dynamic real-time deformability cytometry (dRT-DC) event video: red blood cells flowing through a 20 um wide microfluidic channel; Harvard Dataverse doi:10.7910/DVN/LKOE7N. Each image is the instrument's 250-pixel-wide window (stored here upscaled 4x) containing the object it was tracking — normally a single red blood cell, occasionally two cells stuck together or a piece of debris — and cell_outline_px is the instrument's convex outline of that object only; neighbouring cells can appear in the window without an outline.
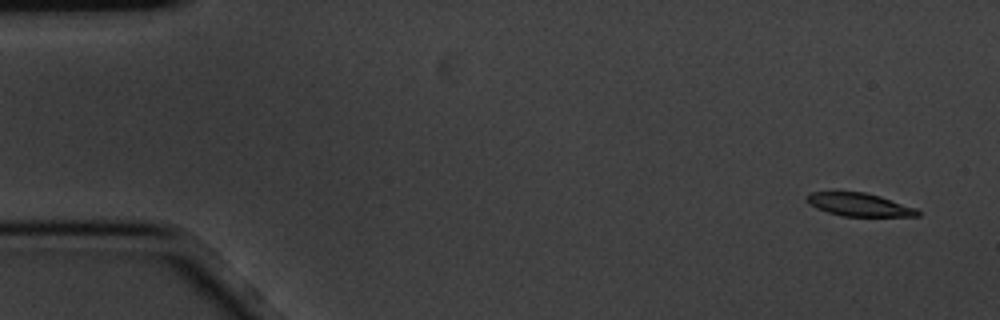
{"species": "common noctule bat (a hibernating species)", "species_latin": "Nyctalus noctula", "temperature_condition": "cold", "stored_images_in_passage": 7, "camera_frame_rate_fps": 3000, "um_per_image_px": 0.085, "animal": {"sex": "male", "body_mass_g": 20.1, "forearm_length_mm": 53.5}, "frame": {"image": 1, "passage_image": 1, "time_ms": 0.0, "image_size_px": [1000, 320], "cell_outline_px": [[920, 216], [840, 216], [816, 208], [808, 204], [808, 192], [864, 192], [880, 196], [916, 208], [920, 212]], "centroid_in_image_um": [73.04, 17.4], "position_along_channel_um": 12.0, "area_um2": 14.8}}
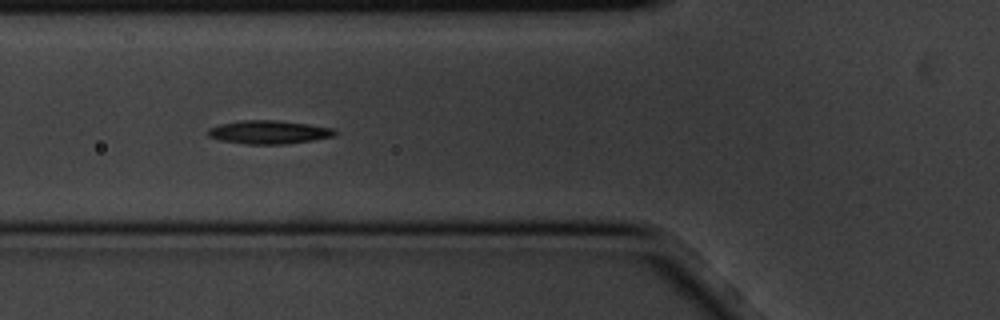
{"frame": {"image": 2, "passage_image": 6, "time_ms": 1.667, "image_size_px": [1000, 320], "cell_outline_px": [[336, 132], [332, 136], [312, 140], [284, 144], [248, 144], [220, 140], [208, 136], [204, 132], [208, 128], [220, 124], [244, 120], [276, 120], [308, 124], [336, 128]], "centroid_in_image_um": [22.81, 11.23], "position_along_channel_um": 103.0, "area_um2": 17.28}}
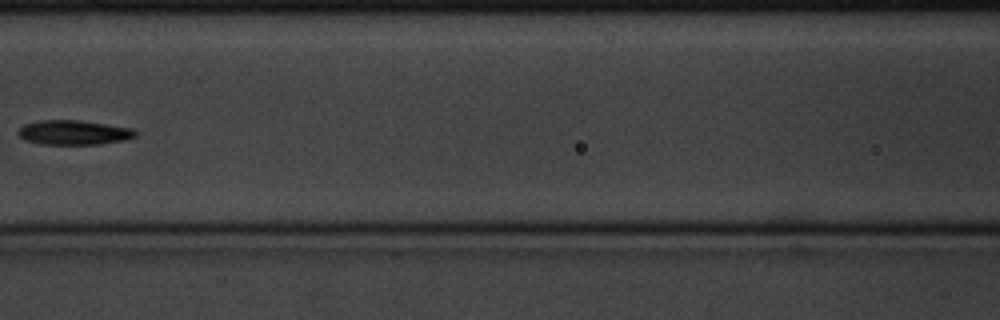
{"frame": {"image": 3, "passage_image": 7, "time_ms": 2.0, "image_size_px": [1000, 320], "cell_outline_px": [[136, 136], [124, 140], [100, 144], [40, 144], [24, 140], [16, 132], [24, 124], [40, 120], [80, 120], [132, 128], [136, 132]], "centroid_in_image_um": [6.24, 11.26], "position_along_channel_um": 160.4, "area_um2": 16.76}}